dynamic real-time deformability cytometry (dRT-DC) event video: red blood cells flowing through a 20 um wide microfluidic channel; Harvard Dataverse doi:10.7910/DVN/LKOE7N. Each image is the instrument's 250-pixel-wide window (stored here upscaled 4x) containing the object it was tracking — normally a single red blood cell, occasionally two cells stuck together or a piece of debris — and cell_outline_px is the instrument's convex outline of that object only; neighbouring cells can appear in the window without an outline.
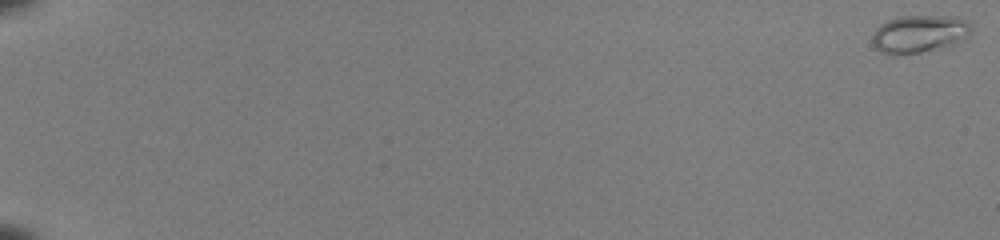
{"species": "common noctule bat (a hibernating species)", "species_latin": "Nyctalus noctula", "temperature_condition": "room temperature", "stored_images_in_passage": 54, "camera_frame_rate_fps": 3000, "um_per_image_px": 0.085, "animal": {"sex": "female", "body_mass_g": 22.0, "forearm_length_mm": 56.7}, "frame": {"image": 1, "passage_image": 1, "time_ms": 0.0, "image_size_px": [1000, 240], "cell_outline_px": [[972, 28], [968, 36], [956, 44], [920, 52], [900, 56], [896, 56], [880, 52], [872, 44], [872, 36], [876, 28], [880, 24], [888, 20], [900, 16], [956, 16], [968, 20], [972, 24]], "centroid_in_image_um": [78.14, 2.88], "position_along_channel_um": 6.9, "area_um2": 22.14}}
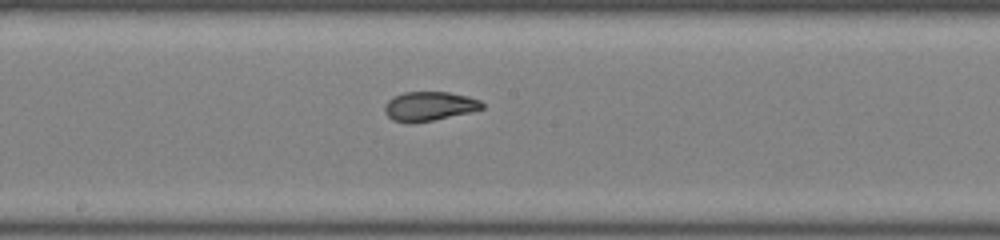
{"frame": {"image": 2, "passage_image": 33, "time_ms": 10.667, "image_size_px": [1000, 240], "cell_outline_px": [[484, 108], [468, 112], [432, 120], [408, 124], [392, 120], [384, 112], [384, 104], [392, 96], [404, 92], [448, 92], [468, 96], [480, 100], [484, 104]], "centroid_in_image_um": [36.43, 9.02], "position_along_channel_um": 211.8, "area_um2": 16.65}}
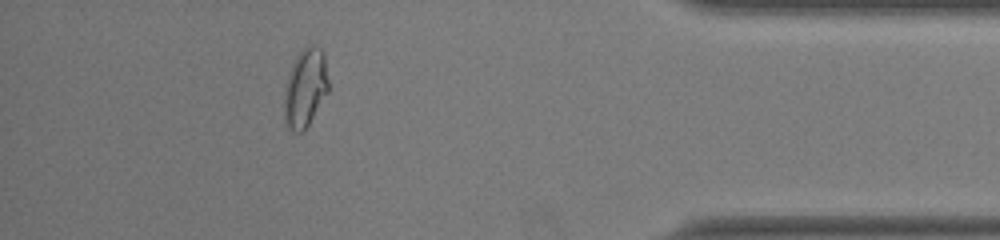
{"frame": {"image": 3, "passage_image": 50, "time_ms": 16.333, "image_size_px": [1000, 240], "cell_outline_px": [[328, 92], [304, 132], [292, 132], [288, 128], [284, 120], [284, 88], [292, 64], [296, 56], [308, 44], [312, 44], [320, 48], [324, 52], [328, 80]], "centroid_in_image_um": [25.94, 7.49], "position_along_channel_um": 409.3, "area_um2": 20.46}, "authors_computed_cell_mechanics": {"area_um2": 17.629, "velocity_mm_per_s": 3.9979, "shape_relaxation_time_tau1_ms": 7.0142, "shape_relaxation_time_tau2_ms": 1.1791, "deformation_change_tau1": 0.2473, "deformation_change_tau2": 0.0604}}